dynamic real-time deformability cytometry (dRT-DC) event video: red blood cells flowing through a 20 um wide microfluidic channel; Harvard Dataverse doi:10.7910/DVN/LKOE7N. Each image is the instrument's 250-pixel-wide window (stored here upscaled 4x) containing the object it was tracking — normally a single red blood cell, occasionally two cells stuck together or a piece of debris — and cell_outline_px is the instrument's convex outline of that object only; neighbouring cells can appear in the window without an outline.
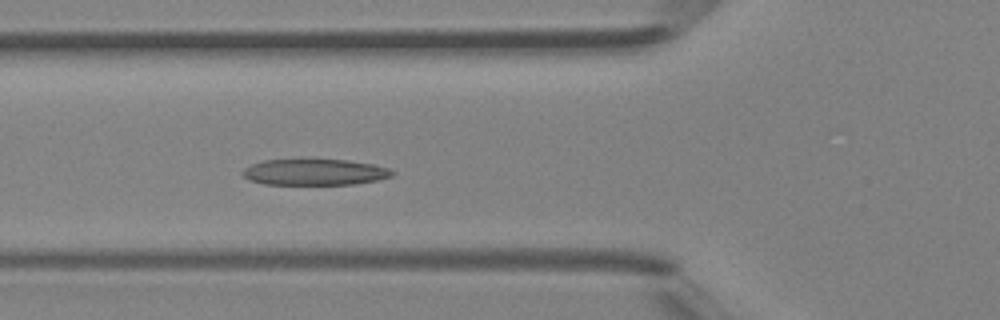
{"species": "Egyptian fruit bat (a non-hibernating species)", "species_latin": "Rousettus aegyptiacus", "temperature_condition": "room temperature", "stored_images_in_passage": 17, "camera_frame_rate_fps": 3000, "um_per_image_px": 0.085, "animal": {"sex": "female"}, "frame": {"image": 1, "passage_image": 17, "time_ms": 5.333, "image_size_px": [1000, 320], "cell_outline_px": [[396, 172], [392, 176], [376, 180], [356, 184], [264, 184], [248, 180], [240, 172], [244, 168], [252, 164], [264, 160], [300, 156], [348, 160], [372, 164], [388, 168]], "centroid_in_image_um": [26.69, 14.57], "position_along_channel_um": 99.1, "area_um2": 23.87}}